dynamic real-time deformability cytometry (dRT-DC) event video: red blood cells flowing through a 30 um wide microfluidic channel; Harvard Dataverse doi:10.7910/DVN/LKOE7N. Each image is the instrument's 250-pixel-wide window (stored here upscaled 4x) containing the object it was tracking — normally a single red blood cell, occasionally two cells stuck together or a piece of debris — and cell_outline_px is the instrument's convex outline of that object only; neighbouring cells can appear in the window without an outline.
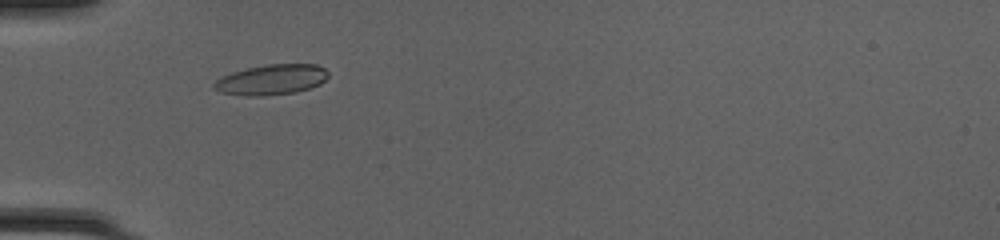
{"species": "common noctule bat (a hibernating species)", "species_latin": "Nyctalus noctula", "temperature_condition": "cold", "stored_images_in_passage": 41, "camera_frame_rate_fps": 3000, "um_per_image_px": 0.085, "animal": {"sex": "female", "body_mass_g": 20.0, "forearm_length_mm": 54.0}, "frame": {"image": 1, "passage_image": 8, "time_ms": 2.333, "image_size_px": [1000, 240], "cell_outline_px": [[328, 76], [320, 84], [296, 92], [260, 96], [244, 96], [220, 92], [212, 88], [212, 84], [220, 76], [232, 72], [248, 68], [268, 64], [316, 64], [324, 68], [328, 72]], "centroid_in_image_um": [23.03, 6.77], "position_along_channel_um": 62.0, "area_um2": 20.23}}
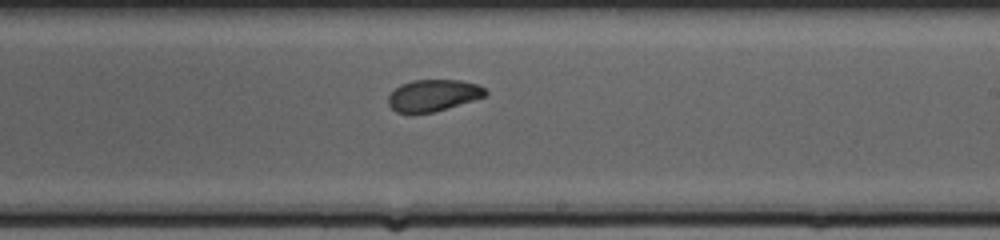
{"frame": {"image": 2, "passage_image": 22, "time_ms": 7.0, "image_size_px": [1000, 240], "cell_outline_px": [[488, 92], [484, 96], [472, 100], [432, 112], [396, 112], [388, 104], [388, 96], [400, 84], [412, 80], [460, 80], [476, 84], [484, 88]], "centroid_in_image_um": [36.79, 8.08], "position_along_channel_um": 252.2, "area_um2": 17.51}}
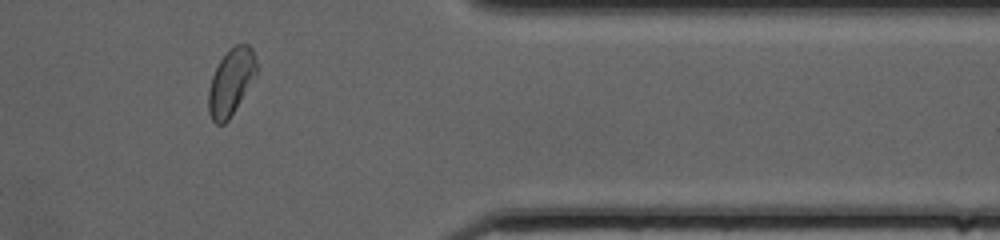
{"frame": {"image": 3, "passage_image": 33, "time_ms": 10.667, "image_size_px": [1000, 240], "cell_outline_px": [[256, 72], [228, 120], [224, 124], [216, 124], [212, 120], [208, 112], [208, 88], [212, 76], [220, 60], [228, 48], [236, 44], [248, 44], [252, 48], [256, 60]], "centroid_in_image_um": [19.59, 6.94], "position_along_channel_um": 391.8, "area_um2": 18.21}, "authors_computed_cell_mechanics": {"area_um2": 18.7272, "velocity_mm_per_s": 4.2032, "shape_relaxation_time_tau1_ms": 2.0431, "shape_relaxation_time_tau2_ms": 1.983, "deformation_change_tau1": 0.1306, "deformation_change_tau2": 0.0626}}